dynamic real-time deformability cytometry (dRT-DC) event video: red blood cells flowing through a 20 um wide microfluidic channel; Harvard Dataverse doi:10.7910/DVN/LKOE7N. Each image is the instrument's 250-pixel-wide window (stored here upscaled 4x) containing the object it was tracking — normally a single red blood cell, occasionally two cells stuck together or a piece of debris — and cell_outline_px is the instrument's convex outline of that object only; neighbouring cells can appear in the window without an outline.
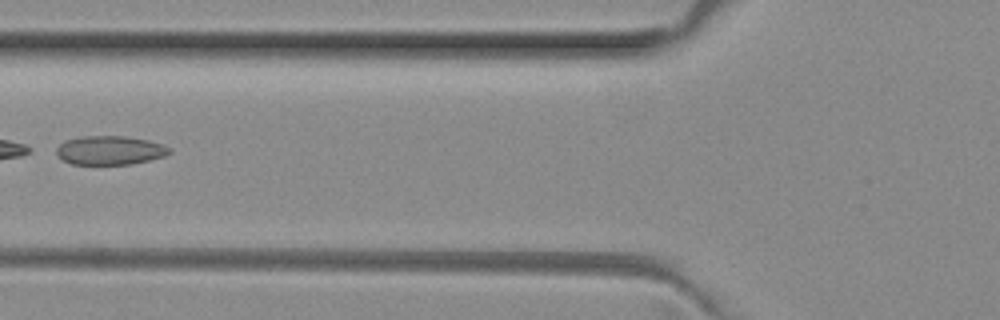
{"species": "common noctule bat (a hibernating species)", "species_latin": "Nyctalus noctula", "temperature_condition": "room temperature", "stored_images_in_passage": 3, "camera_frame_rate_fps": 3000, "um_per_image_px": 0.085, "animal": {"sex": "female", "body_mass_g": 29.2, "forearm_length_mm": 56.3}, "frame": {"image": 1, "passage_image": 2, "time_ms": 0.333, "image_size_px": [1000, 320], "cell_outline_px": [[172, 152], [164, 156], [132, 164], [72, 164], [64, 160], [56, 152], [56, 148], [64, 140], [80, 136], [124, 136], [148, 140], [164, 144], [172, 148]], "centroid_in_image_um": [9.37, 12.76], "position_along_channel_um": 116.4, "area_um2": 19.07}}
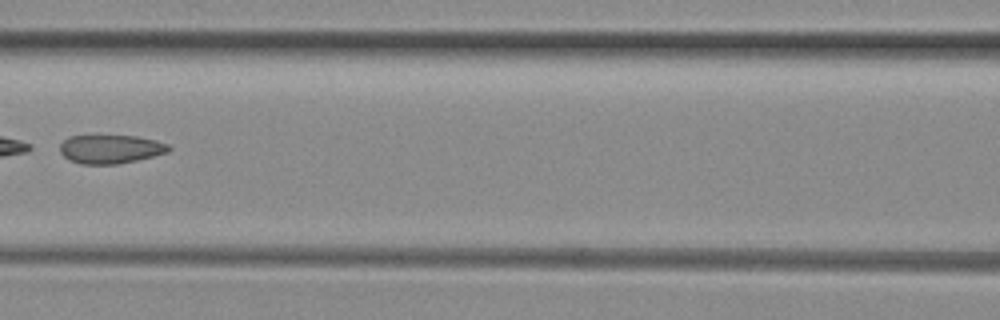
{"frame": {"image": 2, "passage_image": 3, "time_ms": 0.667, "image_size_px": [1000, 320], "cell_outline_px": [[172, 148], [168, 152], [136, 160], [116, 164], [80, 164], [68, 160], [60, 152], [60, 144], [68, 136], [136, 136], [156, 140], [168, 144]], "centroid_in_image_um": [9.38, 12.67], "position_along_channel_um": 157.2, "area_um2": 18.15}}